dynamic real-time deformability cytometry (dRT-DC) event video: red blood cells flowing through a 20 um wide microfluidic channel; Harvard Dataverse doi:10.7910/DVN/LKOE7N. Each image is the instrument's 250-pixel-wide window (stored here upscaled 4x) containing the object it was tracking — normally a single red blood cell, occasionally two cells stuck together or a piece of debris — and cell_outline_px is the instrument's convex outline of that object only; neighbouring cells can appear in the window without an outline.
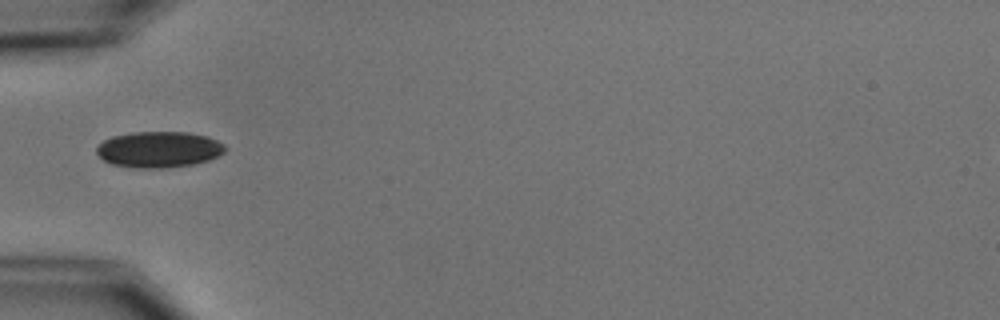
{"species": "common noctule bat (a hibernating species)", "species_latin": "Nyctalus noctula", "temperature_condition": "cold", "stored_images_in_passage": 8, "camera_frame_rate_fps": 3000, "um_per_image_px": 0.085, "animal": {"sex": "male", "body_mass_g": 15.6}, "frame": {"image": 1, "passage_image": 5, "time_ms": 5.0, "image_size_px": [1000, 320], "cell_outline_px": [[228, 148], [224, 152], [208, 160], [192, 164], [160, 168], [136, 168], [112, 164], [104, 160], [96, 152], [96, 148], [104, 140], [112, 136], [132, 132], [188, 132], [204, 136], [216, 140], [224, 144]], "centroid_in_image_um": [13.49, 12.7], "position_along_channel_um": 71.5, "area_um2": 26.82}}
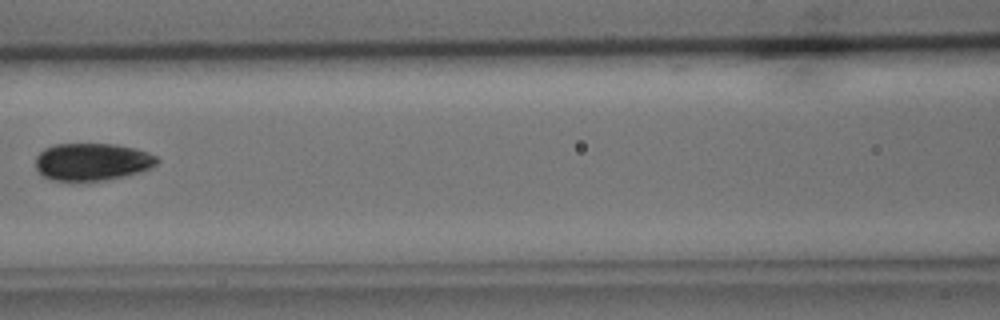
{"frame": {"image": 2, "passage_image": 7, "time_ms": 7.333, "image_size_px": [1000, 320], "cell_outline_px": [[160, 160], [152, 168], [140, 172], [124, 176], [104, 180], [52, 180], [40, 176], [36, 168], [36, 156], [44, 148], [56, 144], [116, 144], [136, 148], [148, 152], [156, 156]], "centroid_in_image_um": [7.84, 13.75], "position_along_channel_um": 158.8, "area_um2": 26.65}}
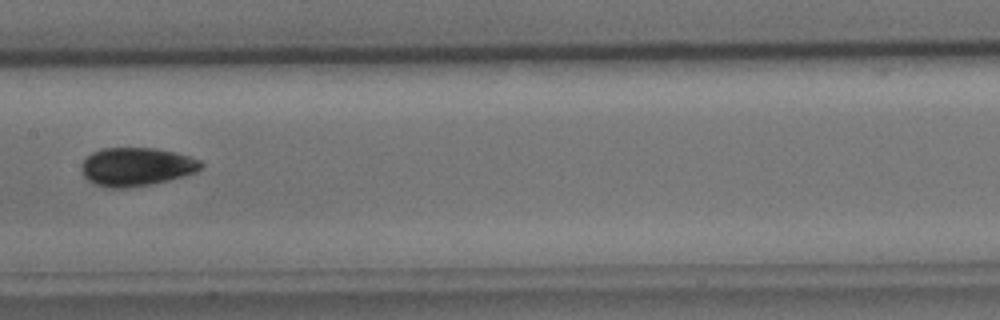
{"frame": {"image": 3, "passage_image": 8, "time_ms": 8.333, "image_size_px": [1000, 320], "cell_outline_px": [[204, 164], [196, 172], [168, 180], [152, 184], [124, 188], [108, 188], [96, 184], [88, 180], [84, 176], [80, 168], [84, 160], [92, 152], [104, 148], [156, 148], [188, 156], [200, 160]], "centroid_in_image_um": [11.58, 14.18], "position_along_channel_um": 195.8, "area_um2": 26.59}}